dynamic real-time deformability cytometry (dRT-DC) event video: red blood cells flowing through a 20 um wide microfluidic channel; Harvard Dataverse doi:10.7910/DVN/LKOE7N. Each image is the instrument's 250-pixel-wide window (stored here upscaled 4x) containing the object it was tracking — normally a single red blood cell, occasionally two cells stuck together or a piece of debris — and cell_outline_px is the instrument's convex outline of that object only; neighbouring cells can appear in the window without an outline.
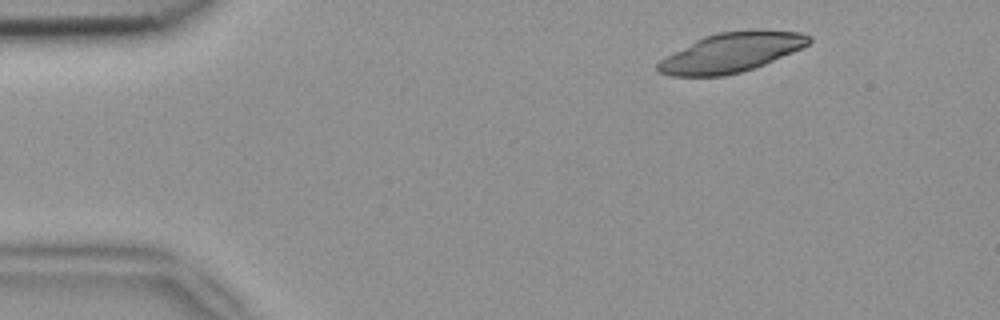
{"species": "common noctule bat (a hibernating species)", "species_latin": "Nyctalus noctula", "temperature_condition": "room temperature", "stored_images_in_passage": 49, "camera_frame_rate_fps": 3000, "um_per_image_px": 0.085, "animal": {"sex": "female", "body_mass_g": 18.4}, "frame": {"image": 1, "passage_image": 5, "time_ms": 1.333, "image_size_px": [1000, 320], "cell_outline_px": [[812, 40], [808, 44], [792, 52], [764, 64], [740, 72], [724, 76], [668, 76], [660, 72], [656, 68], [656, 64], [660, 60], [696, 40], [704, 36], [720, 32], [800, 32], [812, 36]], "centroid_in_image_um": [62.1, 4.5], "position_along_channel_um": 22.9, "area_um2": 33.52}}